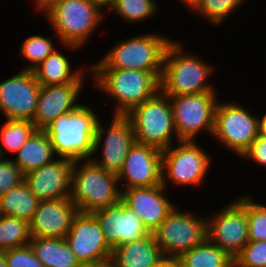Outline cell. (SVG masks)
Masks as SVG:
<instances>
[{
    "label": "cell",
    "mask_w": 266,
    "mask_h": 267,
    "mask_svg": "<svg viewBox=\"0 0 266 267\" xmlns=\"http://www.w3.org/2000/svg\"><path fill=\"white\" fill-rule=\"evenodd\" d=\"M40 200L23 182L20 186L0 196V215L12 216L30 222Z\"/></svg>",
    "instance_id": "83f0119b"
},
{
    "label": "cell",
    "mask_w": 266,
    "mask_h": 267,
    "mask_svg": "<svg viewBox=\"0 0 266 267\" xmlns=\"http://www.w3.org/2000/svg\"><path fill=\"white\" fill-rule=\"evenodd\" d=\"M70 199L78 212L93 213L121 200L117 175L107 172L91 159L73 162Z\"/></svg>",
    "instance_id": "8992f818"
},
{
    "label": "cell",
    "mask_w": 266,
    "mask_h": 267,
    "mask_svg": "<svg viewBox=\"0 0 266 267\" xmlns=\"http://www.w3.org/2000/svg\"><path fill=\"white\" fill-rule=\"evenodd\" d=\"M73 160L57 157L52 162L24 175V183L40 200L70 197Z\"/></svg>",
    "instance_id": "ffe728a7"
},
{
    "label": "cell",
    "mask_w": 266,
    "mask_h": 267,
    "mask_svg": "<svg viewBox=\"0 0 266 267\" xmlns=\"http://www.w3.org/2000/svg\"><path fill=\"white\" fill-rule=\"evenodd\" d=\"M0 267H7L5 259V251L0 250Z\"/></svg>",
    "instance_id": "b9f144b4"
},
{
    "label": "cell",
    "mask_w": 266,
    "mask_h": 267,
    "mask_svg": "<svg viewBox=\"0 0 266 267\" xmlns=\"http://www.w3.org/2000/svg\"><path fill=\"white\" fill-rule=\"evenodd\" d=\"M14 156L12 161L24 175L57 158L46 131L41 129H36Z\"/></svg>",
    "instance_id": "cb8c5ba5"
},
{
    "label": "cell",
    "mask_w": 266,
    "mask_h": 267,
    "mask_svg": "<svg viewBox=\"0 0 266 267\" xmlns=\"http://www.w3.org/2000/svg\"><path fill=\"white\" fill-rule=\"evenodd\" d=\"M109 118L110 123L106 124L104 117L97 122L91 160L107 172L118 175L136 141L132 125L126 116L112 115Z\"/></svg>",
    "instance_id": "4fadbf2b"
},
{
    "label": "cell",
    "mask_w": 266,
    "mask_h": 267,
    "mask_svg": "<svg viewBox=\"0 0 266 267\" xmlns=\"http://www.w3.org/2000/svg\"><path fill=\"white\" fill-rule=\"evenodd\" d=\"M85 104L83 102L74 111L59 116L44 129L57 157L73 161L91 159L101 113L97 114L92 105Z\"/></svg>",
    "instance_id": "5b68a950"
},
{
    "label": "cell",
    "mask_w": 266,
    "mask_h": 267,
    "mask_svg": "<svg viewBox=\"0 0 266 267\" xmlns=\"http://www.w3.org/2000/svg\"><path fill=\"white\" fill-rule=\"evenodd\" d=\"M89 75L91 77L90 67L73 83L41 85L32 121L36 129L44 130L56 118L74 111L82 103L78 100L84 98L80 97L84 88L87 87L84 85L89 84L88 78L86 80V76L89 77Z\"/></svg>",
    "instance_id": "2e32d148"
},
{
    "label": "cell",
    "mask_w": 266,
    "mask_h": 267,
    "mask_svg": "<svg viewBox=\"0 0 266 267\" xmlns=\"http://www.w3.org/2000/svg\"><path fill=\"white\" fill-rule=\"evenodd\" d=\"M91 76L90 87L107 96L103 103L113 101L112 115L125 116L160 90L162 73L124 69H91Z\"/></svg>",
    "instance_id": "7a4b0ae2"
},
{
    "label": "cell",
    "mask_w": 266,
    "mask_h": 267,
    "mask_svg": "<svg viewBox=\"0 0 266 267\" xmlns=\"http://www.w3.org/2000/svg\"><path fill=\"white\" fill-rule=\"evenodd\" d=\"M247 0H203L199 7L192 13L218 27L229 20ZM218 25V26H217Z\"/></svg>",
    "instance_id": "1f68e13d"
},
{
    "label": "cell",
    "mask_w": 266,
    "mask_h": 267,
    "mask_svg": "<svg viewBox=\"0 0 266 267\" xmlns=\"http://www.w3.org/2000/svg\"><path fill=\"white\" fill-rule=\"evenodd\" d=\"M167 191L168 189L162 184L121 189V201L125 206L135 211L146 228L153 233L179 203L173 201Z\"/></svg>",
    "instance_id": "d6986e66"
},
{
    "label": "cell",
    "mask_w": 266,
    "mask_h": 267,
    "mask_svg": "<svg viewBox=\"0 0 266 267\" xmlns=\"http://www.w3.org/2000/svg\"><path fill=\"white\" fill-rule=\"evenodd\" d=\"M101 3L105 8L110 4L112 0H96Z\"/></svg>",
    "instance_id": "7bdbcfd3"
},
{
    "label": "cell",
    "mask_w": 266,
    "mask_h": 267,
    "mask_svg": "<svg viewBox=\"0 0 266 267\" xmlns=\"http://www.w3.org/2000/svg\"><path fill=\"white\" fill-rule=\"evenodd\" d=\"M65 54L61 49H56L32 70L40 85L73 83L89 68L88 64L84 68H74L69 54Z\"/></svg>",
    "instance_id": "603a6c76"
},
{
    "label": "cell",
    "mask_w": 266,
    "mask_h": 267,
    "mask_svg": "<svg viewBox=\"0 0 266 267\" xmlns=\"http://www.w3.org/2000/svg\"><path fill=\"white\" fill-rule=\"evenodd\" d=\"M163 257L151 233L142 239L112 249L110 264L113 267H150Z\"/></svg>",
    "instance_id": "7402d4cb"
},
{
    "label": "cell",
    "mask_w": 266,
    "mask_h": 267,
    "mask_svg": "<svg viewBox=\"0 0 266 267\" xmlns=\"http://www.w3.org/2000/svg\"><path fill=\"white\" fill-rule=\"evenodd\" d=\"M240 159L246 162L250 159V162H255L256 165L258 164V166L266 169V137L258 134Z\"/></svg>",
    "instance_id": "8d00e7d4"
},
{
    "label": "cell",
    "mask_w": 266,
    "mask_h": 267,
    "mask_svg": "<svg viewBox=\"0 0 266 267\" xmlns=\"http://www.w3.org/2000/svg\"><path fill=\"white\" fill-rule=\"evenodd\" d=\"M5 259L7 267H45L36 258L29 244L5 251Z\"/></svg>",
    "instance_id": "d590c367"
},
{
    "label": "cell",
    "mask_w": 266,
    "mask_h": 267,
    "mask_svg": "<svg viewBox=\"0 0 266 267\" xmlns=\"http://www.w3.org/2000/svg\"><path fill=\"white\" fill-rule=\"evenodd\" d=\"M202 1L203 0H179V2L181 3V5L184 6V8H187V10H191V14L199 7Z\"/></svg>",
    "instance_id": "ab89813d"
},
{
    "label": "cell",
    "mask_w": 266,
    "mask_h": 267,
    "mask_svg": "<svg viewBox=\"0 0 266 267\" xmlns=\"http://www.w3.org/2000/svg\"><path fill=\"white\" fill-rule=\"evenodd\" d=\"M36 130L32 121L5 119L0 126V154L5 158L9 154H15Z\"/></svg>",
    "instance_id": "f546056e"
},
{
    "label": "cell",
    "mask_w": 266,
    "mask_h": 267,
    "mask_svg": "<svg viewBox=\"0 0 266 267\" xmlns=\"http://www.w3.org/2000/svg\"><path fill=\"white\" fill-rule=\"evenodd\" d=\"M125 116L137 143L164 150L181 141L175 131L170 98L161 90Z\"/></svg>",
    "instance_id": "ba28073f"
},
{
    "label": "cell",
    "mask_w": 266,
    "mask_h": 267,
    "mask_svg": "<svg viewBox=\"0 0 266 267\" xmlns=\"http://www.w3.org/2000/svg\"><path fill=\"white\" fill-rule=\"evenodd\" d=\"M41 85L30 70H20L0 82V112L4 119L33 121Z\"/></svg>",
    "instance_id": "9a60e30c"
},
{
    "label": "cell",
    "mask_w": 266,
    "mask_h": 267,
    "mask_svg": "<svg viewBox=\"0 0 266 267\" xmlns=\"http://www.w3.org/2000/svg\"><path fill=\"white\" fill-rule=\"evenodd\" d=\"M158 4L157 0H112L106 9H112L121 21L129 25L157 17L159 10L161 11Z\"/></svg>",
    "instance_id": "f1b7e54d"
},
{
    "label": "cell",
    "mask_w": 266,
    "mask_h": 267,
    "mask_svg": "<svg viewBox=\"0 0 266 267\" xmlns=\"http://www.w3.org/2000/svg\"><path fill=\"white\" fill-rule=\"evenodd\" d=\"M77 213L70 197L40 201L29 222L31 237L65 239Z\"/></svg>",
    "instance_id": "44dd1931"
},
{
    "label": "cell",
    "mask_w": 266,
    "mask_h": 267,
    "mask_svg": "<svg viewBox=\"0 0 266 267\" xmlns=\"http://www.w3.org/2000/svg\"><path fill=\"white\" fill-rule=\"evenodd\" d=\"M117 177L121 189L162 184V150L135 142Z\"/></svg>",
    "instance_id": "e0dca14e"
},
{
    "label": "cell",
    "mask_w": 266,
    "mask_h": 267,
    "mask_svg": "<svg viewBox=\"0 0 266 267\" xmlns=\"http://www.w3.org/2000/svg\"><path fill=\"white\" fill-rule=\"evenodd\" d=\"M105 11L108 12L96 0H59L48 7L43 15L57 41L84 48L98 27L101 28L106 18Z\"/></svg>",
    "instance_id": "277c9868"
},
{
    "label": "cell",
    "mask_w": 266,
    "mask_h": 267,
    "mask_svg": "<svg viewBox=\"0 0 266 267\" xmlns=\"http://www.w3.org/2000/svg\"><path fill=\"white\" fill-rule=\"evenodd\" d=\"M252 196V193L247 192L249 241L266 240V204L256 202Z\"/></svg>",
    "instance_id": "d6a6232c"
},
{
    "label": "cell",
    "mask_w": 266,
    "mask_h": 267,
    "mask_svg": "<svg viewBox=\"0 0 266 267\" xmlns=\"http://www.w3.org/2000/svg\"><path fill=\"white\" fill-rule=\"evenodd\" d=\"M65 241L83 267L110 263L112 248L107 244L100 222L93 213L78 212Z\"/></svg>",
    "instance_id": "5bb4252c"
},
{
    "label": "cell",
    "mask_w": 266,
    "mask_h": 267,
    "mask_svg": "<svg viewBox=\"0 0 266 267\" xmlns=\"http://www.w3.org/2000/svg\"><path fill=\"white\" fill-rule=\"evenodd\" d=\"M95 267H113L110 263L102 265V266H95Z\"/></svg>",
    "instance_id": "ee69618b"
},
{
    "label": "cell",
    "mask_w": 266,
    "mask_h": 267,
    "mask_svg": "<svg viewBox=\"0 0 266 267\" xmlns=\"http://www.w3.org/2000/svg\"><path fill=\"white\" fill-rule=\"evenodd\" d=\"M181 205L177 204L152 233L163 256L174 259L207 239L206 214L186 211Z\"/></svg>",
    "instance_id": "30bf717a"
},
{
    "label": "cell",
    "mask_w": 266,
    "mask_h": 267,
    "mask_svg": "<svg viewBox=\"0 0 266 267\" xmlns=\"http://www.w3.org/2000/svg\"><path fill=\"white\" fill-rule=\"evenodd\" d=\"M185 43L174 39L167 46L160 90L167 96L218 92L210 76L214 75L213 64L201 55L186 52Z\"/></svg>",
    "instance_id": "6da1fadb"
},
{
    "label": "cell",
    "mask_w": 266,
    "mask_h": 267,
    "mask_svg": "<svg viewBox=\"0 0 266 267\" xmlns=\"http://www.w3.org/2000/svg\"><path fill=\"white\" fill-rule=\"evenodd\" d=\"M239 195L214 213L206 214L207 239L233 259L249 242L247 193Z\"/></svg>",
    "instance_id": "8fae6325"
},
{
    "label": "cell",
    "mask_w": 266,
    "mask_h": 267,
    "mask_svg": "<svg viewBox=\"0 0 266 267\" xmlns=\"http://www.w3.org/2000/svg\"><path fill=\"white\" fill-rule=\"evenodd\" d=\"M30 225L24 219L0 215V250L26 246L31 241Z\"/></svg>",
    "instance_id": "4dcf8cb0"
},
{
    "label": "cell",
    "mask_w": 266,
    "mask_h": 267,
    "mask_svg": "<svg viewBox=\"0 0 266 267\" xmlns=\"http://www.w3.org/2000/svg\"><path fill=\"white\" fill-rule=\"evenodd\" d=\"M53 36L50 38L48 36H44L43 34H34L31 36L29 35L27 38H24V41L19 46V54L21 58L27 62L24 66L20 69L22 70H30L32 71L35 67H37L48 55L52 54L60 44L63 50L65 48L66 53L67 51L76 52L81 50L80 47L72 45V44H61V42L53 41ZM74 50V51H73Z\"/></svg>",
    "instance_id": "484cf974"
},
{
    "label": "cell",
    "mask_w": 266,
    "mask_h": 267,
    "mask_svg": "<svg viewBox=\"0 0 266 267\" xmlns=\"http://www.w3.org/2000/svg\"><path fill=\"white\" fill-rule=\"evenodd\" d=\"M29 245L45 267H83L65 239L32 237Z\"/></svg>",
    "instance_id": "d4e9b609"
},
{
    "label": "cell",
    "mask_w": 266,
    "mask_h": 267,
    "mask_svg": "<svg viewBox=\"0 0 266 267\" xmlns=\"http://www.w3.org/2000/svg\"><path fill=\"white\" fill-rule=\"evenodd\" d=\"M178 267H234V259L206 239L177 258Z\"/></svg>",
    "instance_id": "4316f807"
},
{
    "label": "cell",
    "mask_w": 266,
    "mask_h": 267,
    "mask_svg": "<svg viewBox=\"0 0 266 267\" xmlns=\"http://www.w3.org/2000/svg\"><path fill=\"white\" fill-rule=\"evenodd\" d=\"M93 214L99 220L105 240L112 249L151 234L137 213L121 200Z\"/></svg>",
    "instance_id": "ac0fdd59"
},
{
    "label": "cell",
    "mask_w": 266,
    "mask_h": 267,
    "mask_svg": "<svg viewBox=\"0 0 266 267\" xmlns=\"http://www.w3.org/2000/svg\"><path fill=\"white\" fill-rule=\"evenodd\" d=\"M169 98L175 131L180 140L196 141L200 133L212 136L215 109L221 98L218 92L169 96Z\"/></svg>",
    "instance_id": "7c38bea8"
},
{
    "label": "cell",
    "mask_w": 266,
    "mask_h": 267,
    "mask_svg": "<svg viewBox=\"0 0 266 267\" xmlns=\"http://www.w3.org/2000/svg\"><path fill=\"white\" fill-rule=\"evenodd\" d=\"M234 267H266V240L249 241L234 258Z\"/></svg>",
    "instance_id": "836d02e7"
},
{
    "label": "cell",
    "mask_w": 266,
    "mask_h": 267,
    "mask_svg": "<svg viewBox=\"0 0 266 267\" xmlns=\"http://www.w3.org/2000/svg\"><path fill=\"white\" fill-rule=\"evenodd\" d=\"M259 134L266 137V112L258 115Z\"/></svg>",
    "instance_id": "60d3db41"
},
{
    "label": "cell",
    "mask_w": 266,
    "mask_h": 267,
    "mask_svg": "<svg viewBox=\"0 0 266 267\" xmlns=\"http://www.w3.org/2000/svg\"><path fill=\"white\" fill-rule=\"evenodd\" d=\"M156 32V33H155ZM119 39L98 61L89 64L90 69L139 70L162 73L167 46L173 41L156 31ZM158 32V33H157Z\"/></svg>",
    "instance_id": "3957f363"
},
{
    "label": "cell",
    "mask_w": 266,
    "mask_h": 267,
    "mask_svg": "<svg viewBox=\"0 0 266 267\" xmlns=\"http://www.w3.org/2000/svg\"><path fill=\"white\" fill-rule=\"evenodd\" d=\"M150 267H178L177 259L164 256L155 265Z\"/></svg>",
    "instance_id": "f35d334b"
},
{
    "label": "cell",
    "mask_w": 266,
    "mask_h": 267,
    "mask_svg": "<svg viewBox=\"0 0 266 267\" xmlns=\"http://www.w3.org/2000/svg\"><path fill=\"white\" fill-rule=\"evenodd\" d=\"M24 182V174L18 166L5 157L0 159V196L20 186Z\"/></svg>",
    "instance_id": "e575fe53"
},
{
    "label": "cell",
    "mask_w": 266,
    "mask_h": 267,
    "mask_svg": "<svg viewBox=\"0 0 266 267\" xmlns=\"http://www.w3.org/2000/svg\"><path fill=\"white\" fill-rule=\"evenodd\" d=\"M258 134V114L238 101H218L211 139L220 147L241 158Z\"/></svg>",
    "instance_id": "9c48e42d"
},
{
    "label": "cell",
    "mask_w": 266,
    "mask_h": 267,
    "mask_svg": "<svg viewBox=\"0 0 266 267\" xmlns=\"http://www.w3.org/2000/svg\"><path fill=\"white\" fill-rule=\"evenodd\" d=\"M34 2V8L36 9L37 13L43 14V12L50 7L53 3L59 0H33Z\"/></svg>",
    "instance_id": "74e56055"
},
{
    "label": "cell",
    "mask_w": 266,
    "mask_h": 267,
    "mask_svg": "<svg viewBox=\"0 0 266 267\" xmlns=\"http://www.w3.org/2000/svg\"><path fill=\"white\" fill-rule=\"evenodd\" d=\"M198 142L181 140L162 150V185L168 190L172 185L180 189L203 187L214 156Z\"/></svg>",
    "instance_id": "52a82bcc"
}]
</instances>
